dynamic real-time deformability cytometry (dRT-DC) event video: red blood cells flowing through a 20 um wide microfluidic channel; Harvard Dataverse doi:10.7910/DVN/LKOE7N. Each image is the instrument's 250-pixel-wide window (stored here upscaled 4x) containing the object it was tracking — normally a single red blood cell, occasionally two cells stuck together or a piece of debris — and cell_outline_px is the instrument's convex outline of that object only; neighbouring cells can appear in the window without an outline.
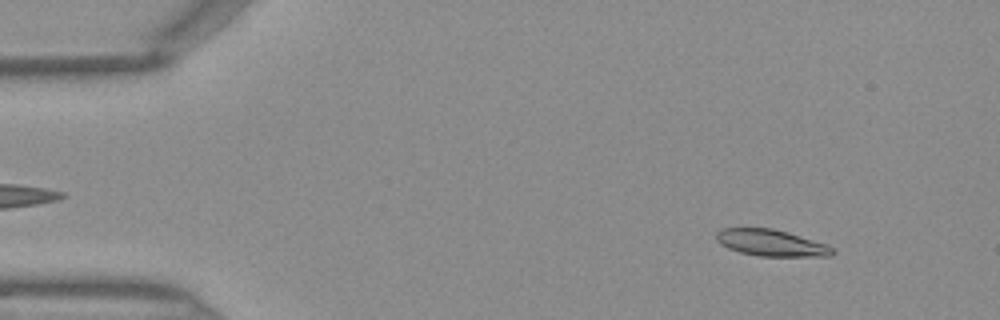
{"species": "Egyptian fruit bat (a non-hibernating species)", "species_latin": "Rousettus aegyptiacus", "temperature_condition": "warm", "stored_images_in_passage": 46, "camera_frame_rate_fps": 3000, "um_per_image_px": 0.085, "frame": {"image": 1, "passage_image": 5, "time_ms": 1.333, "image_size_px": [1000, 320], "cell_outline_px": [[836, 252], [832, 256], [760, 256], [740, 252], [728, 248], [720, 244], [716, 240], [716, 232], [720, 228], [772, 228], [828, 244]], "centroid_in_image_um": [65.54, 20.64], "position_along_channel_um": 19.5, "area_um2": 17.98}}
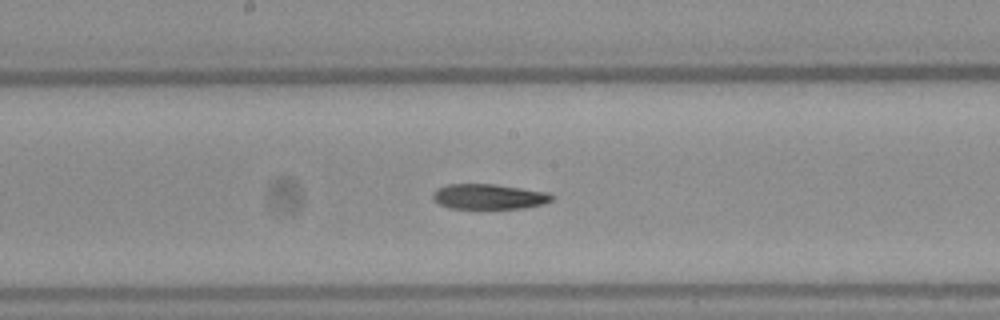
{"frame": {"image": 2, "passage_image": 24, "time_ms": 7.667, "image_size_px": [1000, 320], "cell_outline_px": [[556, 196], [552, 200], [544, 204], [524, 208], [448, 208], [432, 200], [432, 192], [436, 188], [448, 184], [496, 184], [548, 192]], "centroid_in_image_um": [41.55, 16.7], "position_along_channel_um": 206.6, "area_um2": 17.69}}
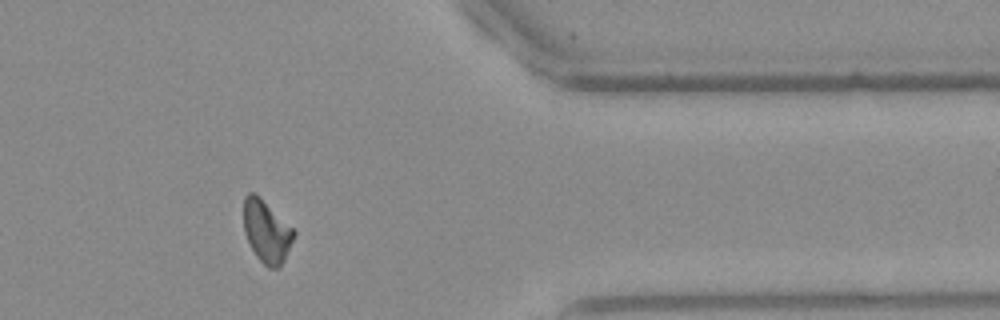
{"frame": {"image": 3, "passage_image": 38, "time_ms": 12.333, "image_size_px": [1000, 320], "cell_outline_px": [[296, 232], [284, 260], [280, 268], [268, 268], [256, 256], [244, 232], [244, 196], [248, 192], [256, 192]], "centroid_in_image_um": [22.64, 19.65], "position_along_channel_um": 388.8, "area_um2": 18.09}}